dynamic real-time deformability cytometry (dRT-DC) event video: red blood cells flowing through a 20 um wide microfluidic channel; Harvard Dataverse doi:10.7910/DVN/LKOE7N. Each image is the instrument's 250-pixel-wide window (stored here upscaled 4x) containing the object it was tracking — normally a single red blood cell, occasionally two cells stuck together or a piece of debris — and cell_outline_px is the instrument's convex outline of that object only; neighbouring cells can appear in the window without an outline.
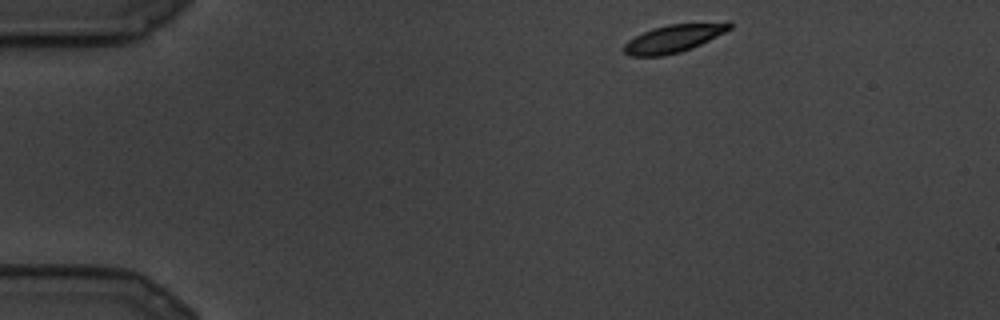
{"species": "common noctule bat (a hibernating species)", "species_latin": "Nyctalus noctula", "temperature_condition": "cold", "stored_images_in_passage": 7, "camera_frame_rate_fps": 3000, "um_per_image_px": 0.085, "animal": {"sex": "male", "body_mass_g": 19.5, "forearm_length_mm": 54.6}, "frame": {"image": 1, "passage_image": 1, "time_ms": 0.0, "image_size_px": [1000, 320], "cell_outline_px": [[732, 28], [692, 48], [680, 52], [664, 56], [628, 56], [624, 52], [624, 44], [628, 40], [652, 28], [668, 24], [728, 20], [732, 24]], "centroid_in_image_um": [57.31, 3.24], "position_along_channel_um": 27.7, "area_um2": 17.4}}
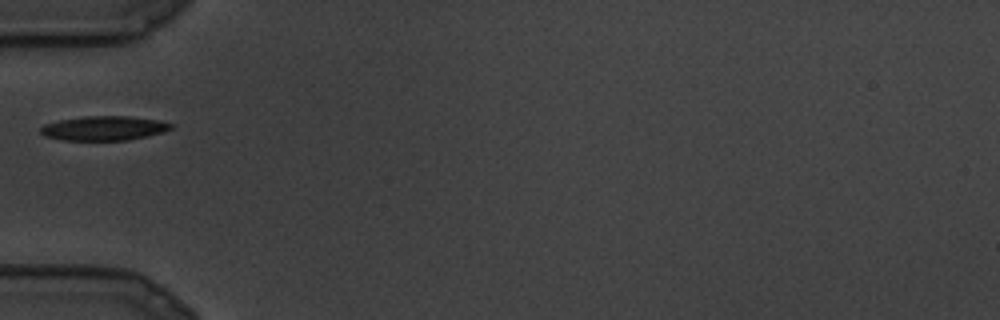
{"frame": {"image": 2, "passage_image": 6, "time_ms": 1.667, "image_size_px": [1000, 320], "cell_outline_px": [[172, 128], [164, 132], [148, 136], [128, 140], [64, 140], [44, 136], [40, 132], [40, 128], [44, 124], [60, 120], [84, 116], [128, 116], [160, 120], [172, 124]], "centroid_in_image_um": [8.84, 10.9], "position_along_channel_um": 76.2, "area_um2": 18.55}}